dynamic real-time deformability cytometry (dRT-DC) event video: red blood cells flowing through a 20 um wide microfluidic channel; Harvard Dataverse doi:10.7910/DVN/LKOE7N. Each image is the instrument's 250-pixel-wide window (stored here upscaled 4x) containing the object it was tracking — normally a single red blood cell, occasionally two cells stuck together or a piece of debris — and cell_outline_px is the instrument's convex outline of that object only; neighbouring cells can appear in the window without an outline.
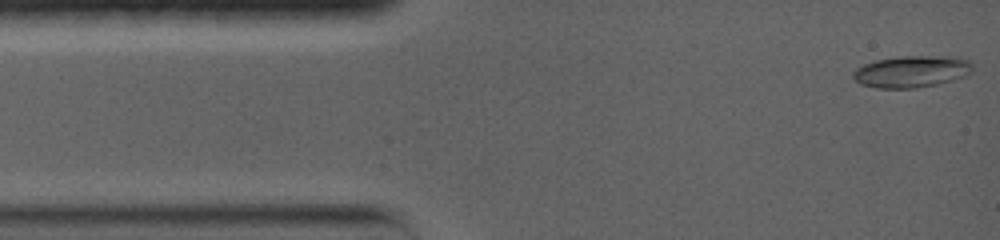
{"species": "common noctule bat (a hibernating species)", "species_latin": "Nyctalus noctula", "temperature_condition": "warm", "stored_images_in_passage": 43, "camera_frame_rate_fps": 5000, "um_per_image_px": 0.085, "animal": {"sex": "female", "body_mass_g": 19.0, "forearm_length_mm": 56.7}, "frame": {"image": 1, "passage_image": 1, "time_ms": 0.0, "image_size_px": [1000, 240], "cell_outline_px": [[972, 72], [964, 76], [936, 84], [912, 88], [876, 88], [860, 84], [852, 76], [852, 72], [856, 68], [864, 64], [876, 60], [900, 56], [960, 56], [968, 60], [972, 64]], "centroid_in_image_um": [77.48, 6.06], "position_along_channel_um": 7.5, "area_um2": 22.14}}
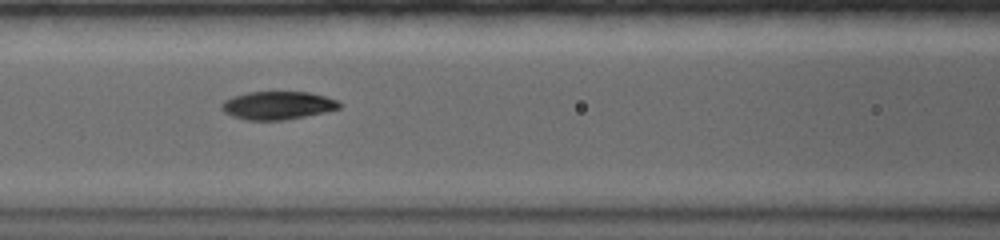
{"frame": {"image": 2, "passage_image": 19, "time_ms": 5.6, "image_size_px": [1000, 240], "cell_outline_px": [[344, 104], [340, 108], [324, 112], [284, 120], [244, 120], [232, 116], [224, 112], [220, 108], [220, 104], [224, 100], [232, 96], [248, 92], [308, 92], [324, 96], [336, 100]], "centroid_in_image_um": [23.56, 8.96], "position_along_channel_um": 143.0, "area_um2": 19.36}}
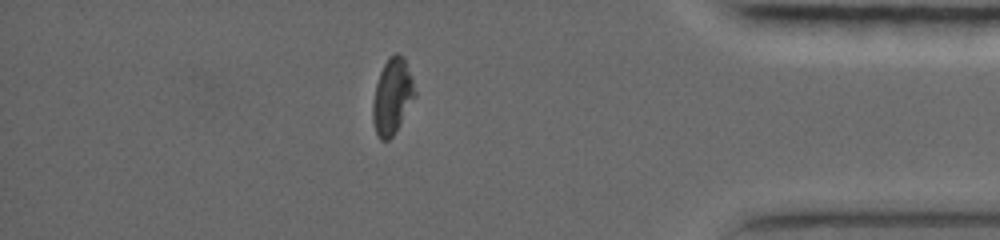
{"frame": {"image": 3, "passage_image": 38, "time_ms": 13.4, "image_size_px": [1000, 240], "cell_outline_px": [[416, 96], [392, 136], [388, 140], [380, 140], [376, 132], [372, 120], [372, 104], [376, 84], [380, 72], [388, 56], [396, 52], [404, 56], [416, 92]], "centroid_in_image_um": [33.33, 8.16], "position_along_channel_um": 401.9, "area_um2": 18.44}, "authors_computed_cell_mechanics": {"area_um2": 19.7676, "velocity_mm_per_s": 3.7096, "shape_relaxation_time_tau1_ms": 9.002, "shape_relaxation_time_tau2_ms": 8.8626, "deformation_change_tau1": 0.2491, "deformation_change_tau2": 0.1035}}